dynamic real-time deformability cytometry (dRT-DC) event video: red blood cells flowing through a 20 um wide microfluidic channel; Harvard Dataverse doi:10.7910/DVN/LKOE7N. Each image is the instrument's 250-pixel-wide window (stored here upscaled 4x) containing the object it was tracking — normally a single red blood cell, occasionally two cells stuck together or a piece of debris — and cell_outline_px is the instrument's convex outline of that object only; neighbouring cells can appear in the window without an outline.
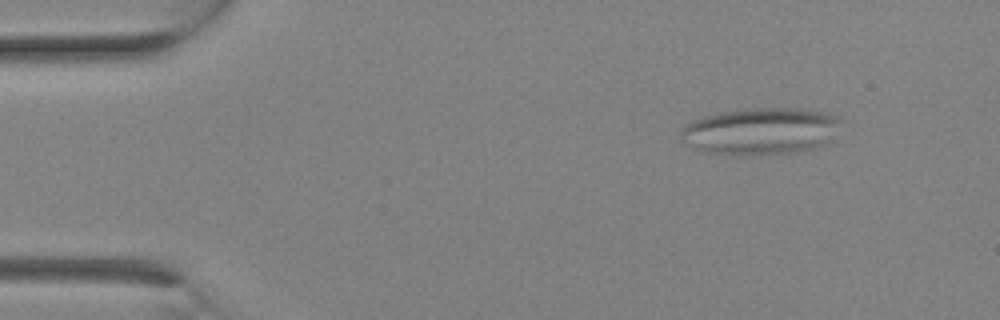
{"species": "Egyptian fruit bat (a non-hibernating species)", "species_latin": "Rousettus aegyptiacus", "temperature_condition": "room temperature", "stored_images_in_passage": 3, "segment_of_instrument_passage": [2, 2], "camera_frame_rate_fps": 3000, "um_per_image_px": 0.085, "animal": {"sex": "female"}, "frame": {"image": 1, "passage_image": 3, "time_ms": 0.667, "image_size_px": [1000, 320], "cell_outline_px": [[844, 120], [832, 140], [812, 148], [792, 152], [736, 156], [704, 152], [688, 144], [680, 136], [680, 132], [688, 120], [700, 116], [720, 112], [744, 108], [800, 108], [820, 112], [836, 116]], "centroid_in_image_um": [64.63, 11.13], "position_along_channel_um": 20.4, "area_um2": 44.22}}